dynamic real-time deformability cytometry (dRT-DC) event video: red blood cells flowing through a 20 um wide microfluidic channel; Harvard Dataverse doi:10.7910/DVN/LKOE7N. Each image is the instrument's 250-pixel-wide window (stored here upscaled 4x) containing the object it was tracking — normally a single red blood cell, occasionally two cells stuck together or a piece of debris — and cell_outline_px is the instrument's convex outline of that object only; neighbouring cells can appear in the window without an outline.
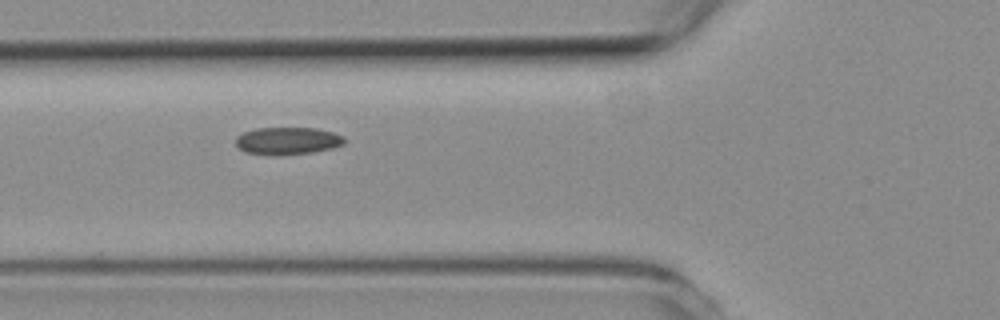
{"species": "common noctule bat (a hibernating species)", "species_latin": "Nyctalus noctula", "temperature_condition": "room temperature", "stored_images_in_passage": 6, "camera_frame_rate_fps": 3000, "um_per_image_px": 0.085, "animal": {"sex": "female", "body_mass_g": 19.3, "forearm_length_mm": 54.1}, "frame": {"image": 1, "passage_image": 6, "time_ms": 5.667, "image_size_px": [1000, 320], "cell_outline_px": [[344, 144], [332, 148], [312, 152], [280, 156], [272, 156], [244, 152], [236, 144], [236, 136], [244, 132], [256, 128], [316, 128], [332, 132], [344, 136]], "centroid_in_image_um": [24.42, 11.98], "position_along_channel_um": 101.4, "area_um2": 17.51}}